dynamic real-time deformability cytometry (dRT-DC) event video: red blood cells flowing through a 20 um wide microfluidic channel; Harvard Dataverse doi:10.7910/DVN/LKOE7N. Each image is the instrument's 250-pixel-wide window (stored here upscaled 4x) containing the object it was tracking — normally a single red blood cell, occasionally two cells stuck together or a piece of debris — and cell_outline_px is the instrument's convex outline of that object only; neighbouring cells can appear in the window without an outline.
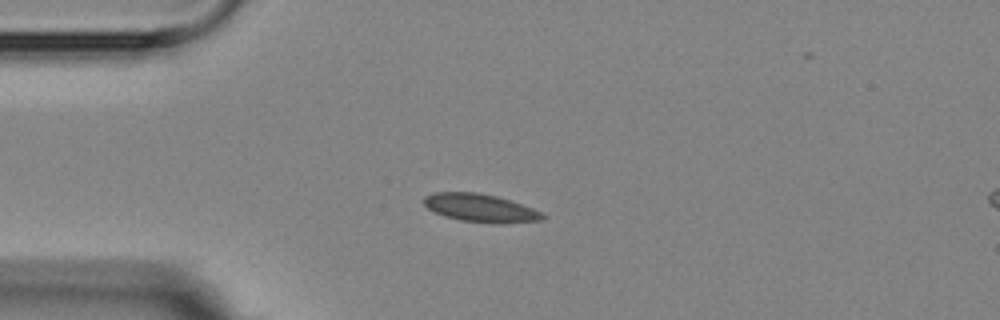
{"species": "Egyptian fruit bat (a non-hibernating species)", "species_latin": "Rousettus aegyptiacus", "temperature_condition": "room temperature", "stored_images_in_passage": 7, "camera_frame_rate_fps": 3000, "um_per_image_px": 0.085, "animal": {"sex": "female"}, "frame": {"image": 1, "passage_image": 4, "time_ms": 3.667, "image_size_px": [1000, 320], "cell_outline_px": [[548, 216], [540, 220], [500, 224], [460, 220], [444, 216], [428, 208], [424, 204], [424, 196], [432, 192], [476, 192], [496, 196], [544, 212]], "centroid_in_image_um": [40.84, 17.68], "position_along_channel_um": 44.2, "area_um2": 19.36}}
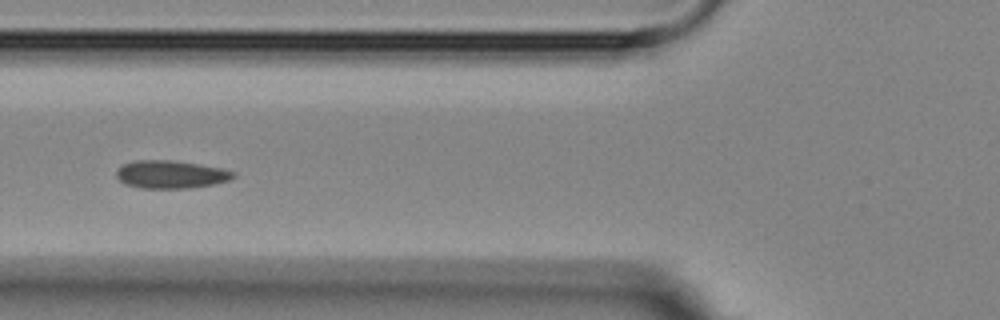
{"frame": {"image": 2, "passage_image": 6, "time_ms": 6.0, "image_size_px": [1000, 320], "cell_outline_px": [[236, 176], [228, 180], [212, 184], [192, 188], [140, 188], [124, 184], [116, 176], [116, 172], [124, 164], [136, 160], [168, 160], [196, 164], [220, 168], [236, 172]], "centroid_in_image_um": [14.51, 14.83], "position_along_channel_um": 111.3, "area_um2": 18.79}}
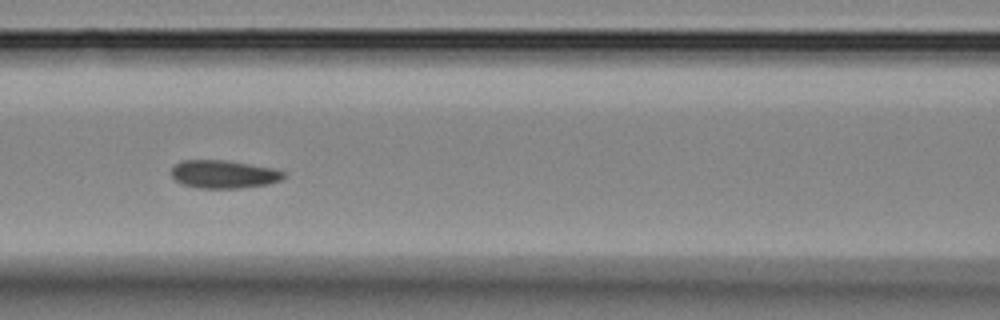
{"frame": {"image": 3, "passage_image": 7, "time_ms": 7.0, "image_size_px": [1000, 320], "cell_outline_px": [[288, 176], [280, 180], [268, 184], [240, 188], [196, 188], [184, 184], [176, 180], [172, 176], [172, 168], [176, 164], [184, 160], [224, 160], [272, 168], [284, 172]], "centroid_in_image_um": [19.04, 14.81], "position_along_channel_um": 147.6, "area_um2": 18.21}}